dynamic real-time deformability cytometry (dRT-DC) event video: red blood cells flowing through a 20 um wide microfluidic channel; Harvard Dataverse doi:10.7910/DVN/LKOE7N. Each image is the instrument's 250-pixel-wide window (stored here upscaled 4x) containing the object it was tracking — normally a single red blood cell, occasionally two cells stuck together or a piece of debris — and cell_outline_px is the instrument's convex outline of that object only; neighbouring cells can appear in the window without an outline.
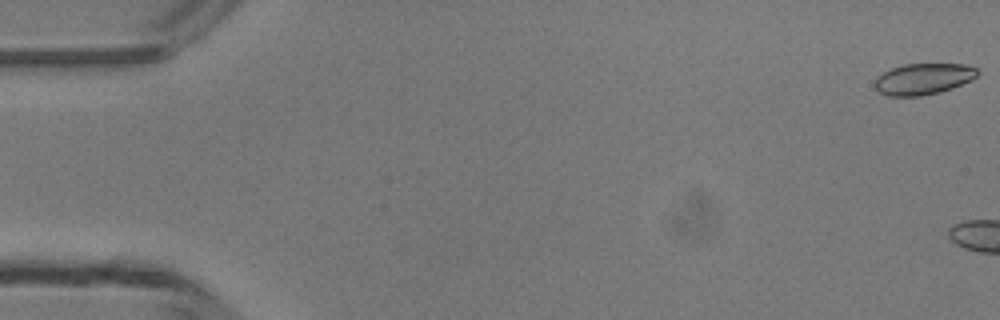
{"species": "common noctule bat (a hibernating species)", "species_latin": "Nyctalus noctula", "temperature_condition": "room temperature", "stored_images_in_passage": 5, "camera_frame_rate_fps": 3000, "um_per_image_px": 0.085, "animal": {"sex": "male", "body_mass_g": 13.3}, "frame": {"image": 1, "passage_image": 1, "time_ms": 0.0, "image_size_px": [1000, 320], "cell_outline_px": [[980, 72], [972, 80], [952, 88], [940, 92], [920, 96], [888, 96], [880, 92], [876, 88], [876, 76], [892, 68], [904, 64], [968, 64], [976, 68]], "centroid_in_image_um": [78.51, 6.7], "position_along_channel_um": 6.5, "area_um2": 18.67}}